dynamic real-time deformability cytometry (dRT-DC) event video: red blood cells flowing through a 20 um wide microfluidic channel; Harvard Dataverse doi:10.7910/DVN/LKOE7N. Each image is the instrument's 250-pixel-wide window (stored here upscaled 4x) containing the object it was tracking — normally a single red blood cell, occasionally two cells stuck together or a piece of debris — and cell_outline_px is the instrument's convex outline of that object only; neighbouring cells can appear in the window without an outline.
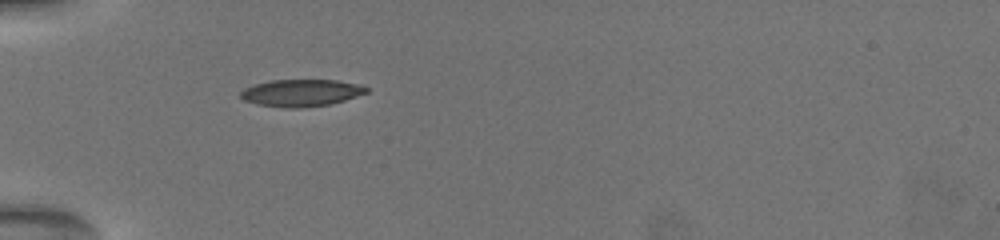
{"species": "common noctule bat (a hibernating species)", "species_latin": "Nyctalus noctula", "temperature_condition": "warm", "stored_images_in_passage": 54, "camera_frame_rate_fps": 3000, "um_per_image_px": 0.085, "animal": {"sex": "female", "body_mass_g": 19.5, "forearm_length_mm": 54.1}, "frame": {"image": 1, "passage_image": 1, "time_ms": 0.0, "image_size_px": [1000, 240], "cell_outline_px": [[368, 92], [344, 100], [328, 104], [304, 108], [284, 108], [256, 104], [244, 100], [240, 96], [240, 92], [244, 88], [256, 84], [272, 80], [336, 80], [356, 84], [368, 88]], "centroid_in_image_um": [25.56, 7.9], "position_along_channel_um": 59.4, "area_um2": 19.71}}
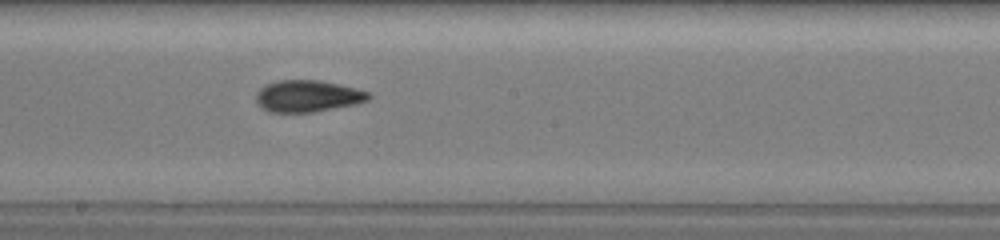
{"frame": {"image": 2, "passage_image": 17, "time_ms": 4.667, "image_size_px": [1000, 240], "cell_outline_px": [[372, 96], [368, 100], [356, 104], [312, 112], [268, 112], [256, 100], [256, 92], [260, 88], [268, 84], [280, 80], [320, 80], [356, 88], [368, 92]], "centroid_in_image_um": [26.17, 8.16], "position_along_channel_um": 222.0, "area_um2": 20.63}}
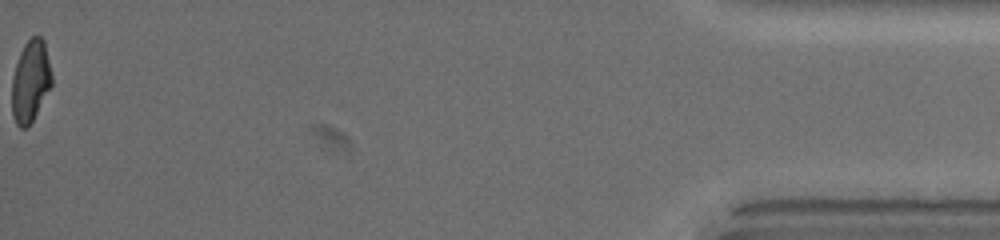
{"frame": {"image": 3, "passage_image": 54, "time_ms": 12.667, "image_size_px": [1000, 240], "cell_outline_px": [[52, 84], [32, 120], [24, 128], [20, 128], [16, 124], [12, 116], [12, 76], [20, 52], [24, 44], [32, 36], [40, 36], [44, 40], [52, 76]], "centroid_in_image_um": [2.58, 6.88], "position_along_channel_um": 432.6, "area_um2": 18.79}, "authors_computed_cell_mechanics": {"area_um2": 20.1722, "velocity_mm_per_s": 3.7245, "shape_relaxation_time_tau1_ms": 9.2021, "shape_relaxation_time_tau2_ms": 2.043, "deformation_change_tau1": 0.2421, "deformation_change_tau2": 0.0872}}